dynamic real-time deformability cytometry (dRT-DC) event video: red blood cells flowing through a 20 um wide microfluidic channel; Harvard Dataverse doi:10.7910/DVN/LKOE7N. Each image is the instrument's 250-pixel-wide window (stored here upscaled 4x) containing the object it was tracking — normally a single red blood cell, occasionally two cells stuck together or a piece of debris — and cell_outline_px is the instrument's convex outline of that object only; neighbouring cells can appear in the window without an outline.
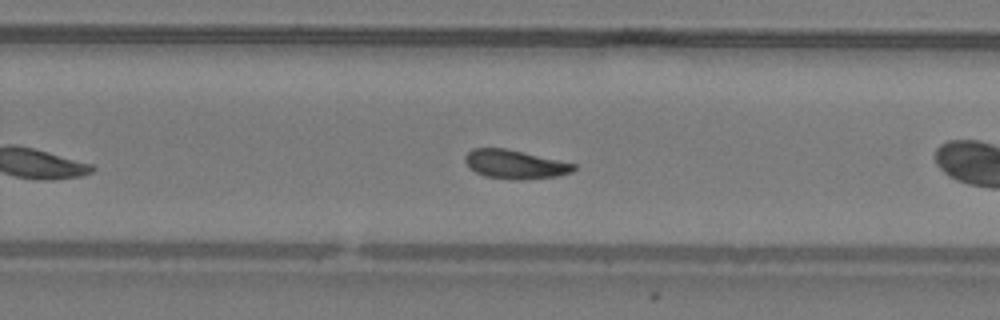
{"species": "common noctule bat (a hibernating species)", "species_latin": "Nyctalus noctula", "temperature_condition": "warm", "stored_images_in_passage": 33, "camera_frame_rate_fps": 3000, "um_per_image_px": 0.085, "animal": {"sex": "male", "body_mass_g": 19.2, "forearm_length_mm": 51.8}, "frame": {"image": 1, "passage_image": 19, "time_ms": 6.0, "image_size_px": [1000, 320], "cell_outline_px": [[576, 168], [572, 172], [556, 176], [520, 180], [508, 180], [484, 176], [468, 168], [464, 160], [464, 156], [472, 148], [504, 148], [576, 164]], "centroid_in_image_um": [43.72, 13.98], "position_along_channel_um": 286.1, "area_um2": 18.26}, "authors_computed_cell_mechanics": {"area_um2": 18.6116, "velocity_mm_per_s": 3.9093, "shape_relaxation_time_tau1_ms": 4.7553, "shape_relaxation_time_tau2_ms": 3.5201, "deformation_change_tau1": 0.1203, "deformation_change_tau2": 0.1095}}